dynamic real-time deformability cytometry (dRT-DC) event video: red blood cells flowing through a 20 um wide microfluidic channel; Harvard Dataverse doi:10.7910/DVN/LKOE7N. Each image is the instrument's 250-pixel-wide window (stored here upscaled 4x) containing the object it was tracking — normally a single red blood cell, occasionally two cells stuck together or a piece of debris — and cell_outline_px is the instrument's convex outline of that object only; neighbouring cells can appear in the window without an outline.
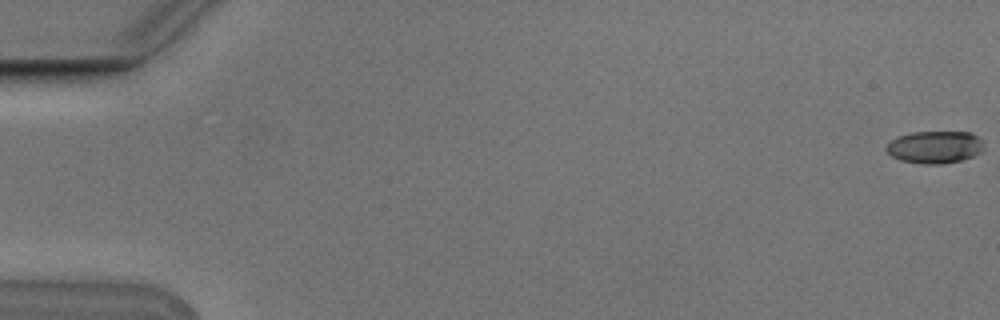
{"species": "Egyptian fruit bat (a non-hibernating species)", "species_latin": "Rousettus aegyptiacus", "temperature_condition": "cold", "stored_images_in_passage": 5, "camera_frame_rate_fps": 3000, "um_per_image_px": 0.085, "animal": {"sex": "male"}, "frame": {"image": 1, "passage_image": 1, "time_ms": 0.0, "image_size_px": [1000, 320], "cell_outline_px": [[984, 148], [980, 152], [972, 156], [960, 160], [940, 164], [924, 164], [900, 160], [892, 156], [884, 148], [896, 136], [912, 132], [972, 132], [984, 140]], "centroid_in_image_um": [79.48, 12.49], "position_along_channel_um": 5.5, "area_um2": 18.5}}
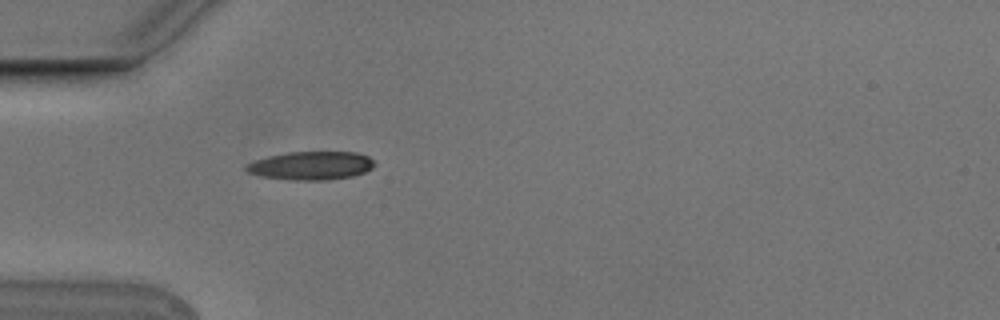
{"frame": {"image": 2, "passage_image": 5, "time_ms": 1.333, "image_size_px": [1000, 320], "cell_outline_px": [[376, 164], [372, 168], [364, 172], [352, 176], [324, 180], [292, 180], [264, 176], [248, 172], [244, 168], [248, 164], [256, 160], [268, 156], [288, 152], [356, 152], [368, 156]], "centroid_in_image_um": [26.47, 14.07], "position_along_channel_um": 58.5, "area_um2": 20.98}}